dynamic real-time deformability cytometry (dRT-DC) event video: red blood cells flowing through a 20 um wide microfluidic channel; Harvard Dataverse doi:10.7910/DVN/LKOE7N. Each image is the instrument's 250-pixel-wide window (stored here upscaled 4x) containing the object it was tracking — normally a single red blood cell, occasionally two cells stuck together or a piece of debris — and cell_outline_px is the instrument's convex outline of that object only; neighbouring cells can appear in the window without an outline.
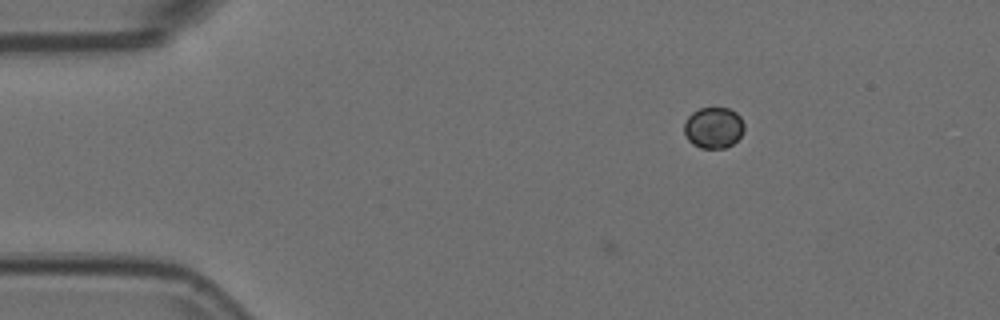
{"species": "Egyptian fruit bat (a non-hibernating species)", "species_latin": "Rousettus aegyptiacus", "temperature_condition": "room temperature", "stored_images_in_passage": 11, "camera_frame_rate_fps": 3000, "um_per_image_px": 0.085, "animal": {"sex": "female"}, "frame": {"image": 1, "passage_image": 11, "time_ms": 3.333, "image_size_px": [1000, 320], "cell_outline_px": [[744, 132], [732, 144], [724, 148], [700, 148], [692, 144], [688, 140], [684, 132], [684, 124], [688, 116], [692, 112], [700, 108], [728, 108], [736, 112], [740, 116], [744, 124]], "centroid_in_image_um": [60.65, 10.85], "position_along_channel_um": 24.4, "area_um2": 14.45}}